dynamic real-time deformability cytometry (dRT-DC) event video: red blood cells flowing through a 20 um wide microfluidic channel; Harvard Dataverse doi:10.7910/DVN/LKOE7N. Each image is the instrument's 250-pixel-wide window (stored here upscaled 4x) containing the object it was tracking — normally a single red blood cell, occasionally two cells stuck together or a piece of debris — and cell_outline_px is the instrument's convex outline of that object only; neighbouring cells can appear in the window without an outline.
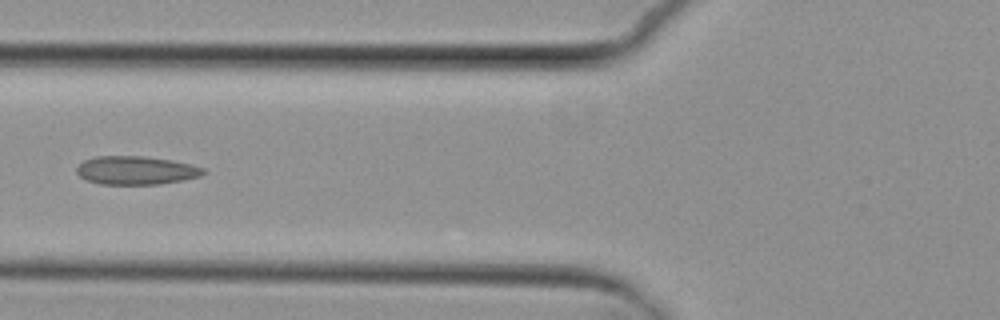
{"species": "common noctule bat (a hibernating species)", "species_latin": "Nyctalus noctula", "temperature_condition": "cold", "stored_images_in_passage": 5, "camera_frame_rate_fps": 3000, "um_per_image_px": 0.085, "animal": {"sex": "female", "body_mass_g": 29.2, "forearm_length_mm": 56.3}, "frame": {"image": 1, "passage_image": 5, "time_ms": 5.667, "image_size_px": [1000, 320], "cell_outline_px": [[208, 172], [200, 176], [160, 184], [100, 184], [88, 180], [80, 176], [76, 172], [76, 168], [84, 160], [96, 156], [144, 156], [172, 160], [192, 164], [204, 168]], "centroid_in_image_um": [11.58, 14.47], "position_along_channel_um": 114.2, "area_um2": 20.98}}